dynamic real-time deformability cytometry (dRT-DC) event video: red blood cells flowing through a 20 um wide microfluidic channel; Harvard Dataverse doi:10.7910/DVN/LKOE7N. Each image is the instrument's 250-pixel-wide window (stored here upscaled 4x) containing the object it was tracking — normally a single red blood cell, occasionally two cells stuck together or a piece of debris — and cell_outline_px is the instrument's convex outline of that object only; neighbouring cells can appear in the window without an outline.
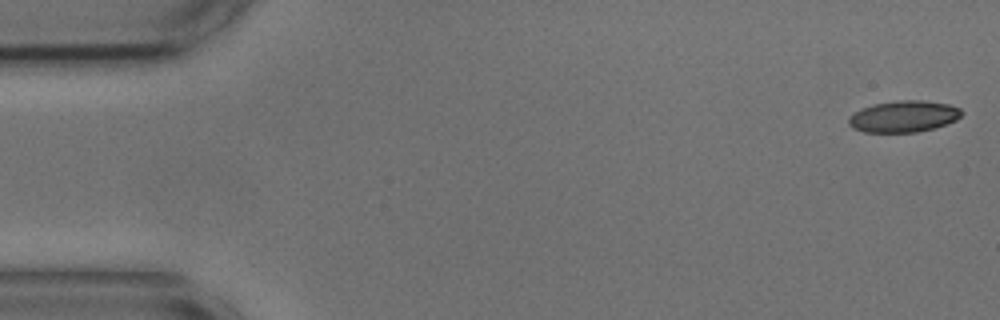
{"species": "common noctule bat (a hibernating species)", "species_latin": "Nyctalus noctula", "temperature_condition": "cold", "stored_images_in_passage": 54, "camera_frame_rate_fps": 3000, "um_per_image_px": 0.085, "animal": {"sex": "male", "body_mass_g": 17.9, "forearm_length_mm": 54.2}, "frame": {"image": 1, "passage_image": 1, "time_ms": 0.0, "image_size_px": [1000, 320], "cell_outline_px": [[964, 112], [956, 120], [932, 128], [916, 132], [864, 132], [852, 128], [848, 124], [848, 116], [872, 104], [900, 100], [924, 100], [948, 104], [960, 108]], "centroid_in_image_um": [76.8, 9.89], "position_along_channel_um": 8.2, "area_um2": 20.63}}
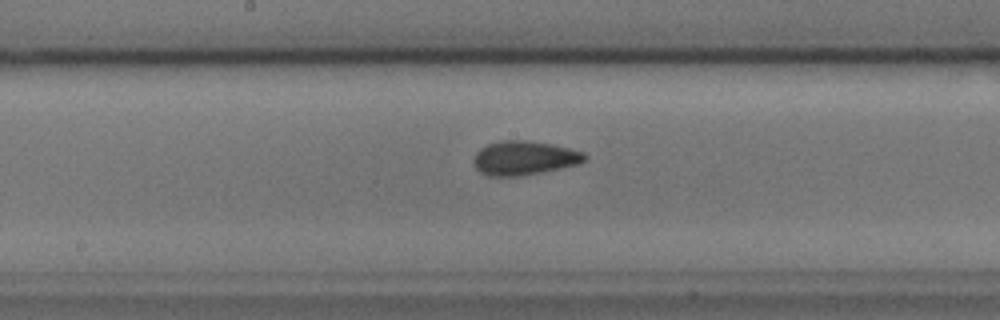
{"frame": {"image": 2, "passage_image": 27, "time_ms": 8.667, "image_size_px": [1000, 320], "cell_outline_px": [[588, 160], [580, 164], [520, 176], [488, 176], [480, 172], [476, 168], [472, 160], [476, 152], [480, 148], [488, 144], [500, 140], [524, 140], [552, 144], [584, 152], [588, 156]], "centroid_in_image_um": [44.56, 13.43], "position_along_channel_um": 203.6, "area_um2": 22.2}}
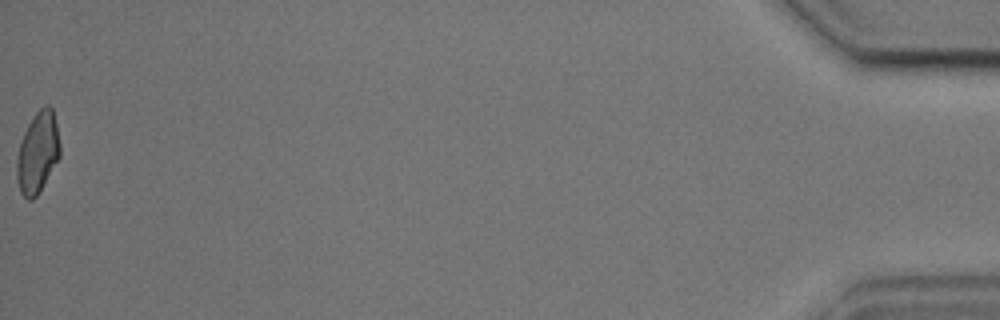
{"frame": {"image": 3, "passage_image": 54, "time_ms": 17.667, "image_size_px": [1000, 320], "cell_outline_px": [[60, 156], [36, 196], [32, 200], [28, 200], [20, 192], [16, 180], [16, 160], [20, 140], [28, 124], [36, 112], [44, 104], [48, 104], [52, 108], [56, 124], [60, 144]], "centroid_in_image_um": [3.18, 12.95], "position_along_channel_um": 432.0, "area_um2": 20.4}, "authors_computed_cell_mechanics": {"area_um2": 20.9236, "velocity_mm_per_s": 3.6619, "shape_relaxation_time_tau1_ms": 5.3747, "shape_relaxation_time_tau2_ms": 2.5936, "deformation_change_tau1": 0.0963, "deformation_change_tau2": 0.0781}}